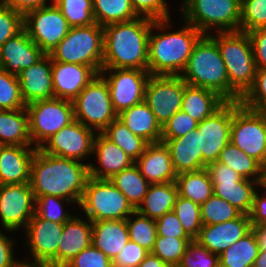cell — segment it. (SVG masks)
I'll return each mask as SVG.
<instances>
[{
  "mask_svg": "<svg viewBox=\"0 0 266 267\" xmlns=\"http://www.w3.org/2000/svg\"><path fill=\"white\" fill-rule=\"evenodd\" d=\"M88 178L87 162L53 156L36 149L30 173V185L35 200L52 195L79 206Z\"/></svg>",
  "mask_w": 266,
  "mask_h": 267,
  "instance_id": "cell-1",
  "label": "cell"
},
{
  "mask_svg": "<svg viewBox=\"0 0 266 267\" xmlns=\"http://www.w3.org/2000/svg\"><path fill=\"white\" fill-rule=\"evenodd\" d=\"M154 20L138 17L103 27L102 69L148 71L149 36Z\"/></svg>",
  "mask_w": 266,
  "mask_h": 267,
  "instance_id": "cell-2",
  "label": "cell"
},
{
  "mask_svg": "<svg viewBox=\"0 0 266 267\" xmlns=\"http://www.w3.org/2000/svg\"><path fill=\"white\" fill-rule=\"evenodd\" d=\"M171 18L154 20L149 36L148 72L150 75H180L192 50L203 34L193 25L183 21L177 31L166 32L172 25ZM153 29L161 33H153Z\"/></svg>",
  "mask_w": 266,
  "mask_h": 267,
  "instance_id": "cell-3",
  "label": "cell"
},
{
  "mask_svg": "<svg viewBox=\"0 0 266 267\" xmlns=\"http://www.w3.org/2000/svg\"><path fill=\"white\" fill-rule=\"evenodd\" d=\"M209 36L217 43L229 79V101H240L252 87L256 64L250 37L246 32H216Z\"/></svg>",
  "mask_w": 266,
  "mask_h": 267,
  "instance_id": "cell-4",
  "label": "cell"
},
{
  "mask_svg": "<svg viewBox=\"0 0 266 267\" xmlns=\"http://www.w3.org/2000/svg\"><path fill=\"white\" fill-rule=\"evenodd\" d=\"M180 76L188 85L213 90L229 101L226 65L217 43L209 35H203L195 44Z\"/></svg>",
  "mask_w": 266,
  "mask_h": 267,
  "instance_id": "cell-5",
  "label": "cell"
},
{
  "mask_svg": "<svg viewBox=\"0 0 266 267\" xmlns=\"http://www.w3.org/2000/svg\"><path fill=\"white\" fill-rule=\"evenodd\" d=\"M181 20L193 25L203 35L240 31L241 0H184Z\"/></svg>",
  "mask_w": 266,
  "mask_h": 267,
  "instance_id": "cell-6",
  "label": "cell"
},
{
  "mask_svg": "<svg viewBox=\"0 0 266 267\" xmlns=\"http://www.w3.org/2000/svg\"><path fill=\"white\" fill-rule=\"evenodd\" d=\"M49 55L52 61L88 65L99 74L103 62V26L94 23L71 27Z\"/></svg>",
  "mask_w": 266,
  "mask_h": 267,
  "instance_id": "cell-7",
  "label": "cell"
},
{
  "mask_svg": "<svg viewBox=\"0 0 266 267\" xmlns=\"http://www.w3.org/2000/svg\"><path fill=\"white\" fill-rule=\"evenodd\" d=\"M79 207L91 222L126 220L136 209L109 179L89 177Z\"/></svg>",
  "mask_w": 266,
  "mask_h": 267,
  "instance_id": "cell-8",
  "label": "cell"
},
{
  "mask_svg": "<svg viewBox=\"0 0 266 267\" xmlns=\"http://www.w3.org/2000/svg\"><path fill=\"white\" fill-rule=\"evenodd\" d=\"M75 119L101 133L116 118L106 80L98 74L72 101Z\"/></svg>",
  "mask_w": 266,
  "mask_h": 267,
  "instance_id": "cell-9",
  "label": "cell"
},
{
  "mask_svg": "<svg viewBox=\"0 0 266 267\" xmlns=\"http://www.w3.org/2000/svg\"><path fill=\"white\" fill-rule=\"evenodd\" d=\"M26 110L32 147L35 148L75 120L72 101L60 98L31 102L26 105Z\"/></svg>",
  "mask_w": 266,
  "mask_h": 267,
  "instance_id": "cell-10",
  "label": "cell"
},
{
  "mask_svg": "<svg viewBox=\"0 0 266 267\" xmlns=\"http://www.w3.org/2000/svg\"><path fill=\"white\" fill-rule=\"evenodd\" d=\"M230 142L264 166L266 164V113L250 110L240 101H233Z\"/></svg>",
  "mask_w": 266,
  "mask_h": 267,
  "instance_id": "cell-11",
  "label": "cell"
},
{
  "mask_svg": "<svg viewBox=\"0 0 266 267\" xmlns=\"http://www.w3.org/2000/svg\"><path fill=\"white\" fill-rule=\"evenodd\" d=\"M70 28L53 2L23 15V29L45 54H49L59 44Z\"/></svg>",
  "mask_w": 266,
  "mask_h": 267,
  "instance_id": "cell-12",
  "label": "cell"
},
{
  "mask_svg": "<svg viewBox=\"0 0 266 267\" xmlns=\"http://www.w3.org/2000/svg\"><path fill=\"white\" fill-rule=\"evenodd\" d=\"M233 121V101H226L211 116L197 125L198 153L206 166L219 159L221 151L230 142Z\"/></svg>",
  "mask_w": 266,
  "mask_h": 267,
  "instance_id": "cell-13",
  "label": "cell"
},
{
  "mask_svg": "<svg viewBox=\"0 0 266 267\" xmlns=\"http://www.w3.org/2000/svg\"><path fill=\"white\" fill-rule=\"evenodd\" d=\"M184 90L185 82L180 75H150L144 101L161 126L182 109Z\"/></svg>",
  "mask_w": 266,
  "mask_h": 267,
  "instance_id": "cell-14",
  "label": "cell"
},
{
  "mask_svg": "<svg viewBox=\"0 0 266 267\" xmlns=\"http://www.w3.org/2000/svg\"><path fill=\"white\" fill-rule=\"evenodd\" d=\"M108 73H110V75ZM108 83L114 111L119 114L144 101L150 73L140 69H102L99 73ZM106 75V76H105Z\"/></svg>",
  "mask_w": 266,
  "mask_h": 267,
  "instance_id": "cell-15",
  "label": "cell"
},
{
  "mask_svg": "<svg viewBox=\"0 0 266 267\" xmlns=\"http://www.w3.org/2000/svg\"><path fill=\"white\" fill-rule=\"evenodd\" d=\"M96 135V131L75 119L48 138L39 149L46 154L82 162L88 156H93Z\"/></svg>",
  "mask_w": 266,
  "mask_h": 267,
  "instance_id": "cell-16",
  "label": "cell"
},
{
  "mask_svg": "<svg viewBox=\"0 0 266 267\" xmlns=\"http://www.w3.org/2000/svg\"><path fill=\"white\" fill-rule=\"evenodd\" d=\"M62 223H56L39 217L36 213L29 220L25 235L26 246L30 249L31 264H42L57 267V250L63 232Z\"/></svg>",
  "mask_w": 266,
  "mask_h": 267,
  "instance_id": "cell-17",
  "label": "cell"
},
{
  "mask_svg": "<svg viewBox=\"0 0 266 267\" xmlns=\"http://www.w3.org/2000/svg\"><path fill=\"white\" fill-rule=\"evenodd\" d=\"M36 200L30 183L0 185V220L6 232L26 228L35 214Z\"/></svg>",
  "mask_w": 266,
  "mask_h": 267,
  "instance_id": "cell-18",
  "label": "cell"
},
{
  "mask_svg": "<svg viewBox=\"0 0 266 267\" xmlns=\"http://www.w3.org/2000/svg\"><path fill=\"white\" fill-rule=\"evenodd\" d=\"M97 75L88 65L52 61L54 98L73 101Z\"/></svg>",
  "mask_w": 266,
  "mask_h": 267,
  "instance_id": "cell-19",
  "label": "cell"
},
{
  "mask_svg": "<svg viewBox=\"0 0 266 267\" xmlns=\"http://www.w3.org/2000/svg\"><path fill=\"white\" fill-rule=\"evenodd\" d=\"M251 221L247 214L213 225H203L196 240L210 252L220 255L232 244L251 231Z\"/></svg>",
  "mask_w": 266,
  "mask_h": 267,
  "instance_id": "cell-20",
  "label": "cell"
},
{
  "mask_svg": "<svg viewBox=\"0 0 266 267\" xmlns=\"http://www.w3.org/2000/svg\"><path fill=\"white\" fill-rule=\"evenodd\" d=\"M44 55L23 29L0 47V68L18 76L22 70L38 62Z\"/></svg>",
  "mask_w": 266,
  "mask_h": 267,
  "instance_id": "cell-21",
  "label": "cell"
},
{
  "mask_svg": "<svg viewBox=\"0 0 266 267\" xmlns=\"http://www.w3.org/2000/svg\"><path fill=\"white\" fill-rule=\"evenodd\" d=\"M20 92L25 104L54 98L52 58L45 54L38 62L18 75Z\"/></svg>",
  "mask_w": 266,
  "mask_h": 267,
  "instance_id": "cell-22",
  "label": "cell"
},
{
  "mask_svg": "<svg viewBox=\"0 0 266 267\" xmlns=\"http://www.w3.org/2000/svg\"><path fill=\"white\" fill-rule=\"evenodd\" d=\"M93 154L99 164L96 167V164L88 163L89 177L96 179H111L135 163L122 148L102 133H97L95 137Z\"/></svg>",
  "mask_w": 266,
  "mask_h": 267,
  "instance_id": "cell-23",
  "label": "cell"
},
{
  "mask_svg": "<svg viewBox=\"0 0 266 267\" xmlns=\"http://www.w3.org/2000/svg\"><path fill=\"white\" fill-rule=\"evenodd\" d=\"M36 149L31 145H2L0 185L30 183L31 162Z\"/></svg>",
  "mask_w": 266,
  "mask_h": 267,
  "instance_id": "cell-24",
  "label": "cell"
},
{
  "mask_svg": "<svg viewBox=\"0 0 266 267\" xmlns=\"http://www.w3.org/2000/svg\"><path fill=\"white\" fill-rule=\"evenodd\" d=\"M135 164L150 184L176 181L171 154L163 142L149 143Z\"/></svg>",
  "mask_w": 266,
  "mask_h": 267,
  "instance_id": "cell-25",
  "label": "cell"
},
{
  "mask_svg": "<svg viewBox=\"0 0 266 267\" xmlns=\"http://www.w3.org/2000/svg\"><path fill=\"white\" fill-rule=\"evenodd\" d=\"M92 222L73 216L64 223L57 250V267H64L82 250L91 246Z\"/></svg>",
  "mask_w": 266,
  "mask_h": 267,
  "instance_id": "cell-26",
  "label": "cell"
},
{
  "mask_svg": "<svg viewBox=\"0 0 266 267\" xmlns=\"http://www.w3.org/2000/svg\"><path fill=\"white\" fill-rule=\"evenodd\" d=\"M129 241L126 220H100L92 222L94 248L104 252L112 261Z\"/></svg>",
  "mask_w": 266,
  "mask_h": 267,
  "instance_id": "cell-27",
  "label": "cell"
},
{
  "mask_svg": "<svg viewBox=\"0 0 266 267\" xmlns=\"http://www.w3.org/2000/svg\"><path fill=\"white\" fill-rule=\"evenodd\" d=\"M169 148L176 174L204 169L202 153H198L197 129L176 139H161Z\"/></svg>",
  "mask_w": 266,
  "mask_h": 267,
  "instance_id": "cell-28",
  "label": "cell"
},
{
  "mask_svg": "<svg viewBox=\"0 0 266 267\" xmlns=\"http://www.w3.org/2000/svg\"><path fill=\"white\" fill-rule=\"evenodd\" d=\"M117 118L135 135L148 143L161 142L162 126L145 101L123 110Z\"/></svg>",
  "mask_w": 266,
  "mask_h": 267,
  "instance_id": "cell-29",
  "label": "cell"
},
{
  "mask_svg": "<svg viewBox=\"0 0 266 267\" xmlns=\"http://www.w3.org/2000/svg\"><path fill=\"white\" fill-rule=\"evenodd\" d=\"M225 102L226 100L217 92L207 88L191 86L185 82L181 110L197 123L211 116Z\"/></svg>",
  "mask_w": 266,
  "mask_h": 267,
  "instance_id": "cell-30",
  "label": "cell"
},
{
  "mask_svg": "<svg viewBox=\"0 0 266 267\" xmlns=\"http://www.w3.org/2000/svg\"><path fill=\"white\" fill-rule=\"evenodd\" d=\"M178 196L175 182L150 184L143 202L136 210L156 220L165 213L173 211Z\"/></svg>",
  "mask_w": 266,
  "mask_h": 267,
  "instance_id": "cell-31",
  "label": "cell"
},
{
  "mask_svg": "<svg viewBox=\"0 0 266 267\" xmlns=\"http://www.w3.org/2000/svg\"><path fill=\"white\" fill-rule=\"evenodd\" d=\"M211 182L214 195L231 203L242 214H250L256 193L255 188L256 186L259 188L260 182L249 179Z\"/></svg>",
  "mask_w": 266,
  "mask_h": 267,
  "instance_id": "cell-32",
  "label": "cell"
},
{
  "mask_svg": "<svg viewBox=\"0 0 266 267\" xmlns=\"http://www.w3.org/2000/svg\"><path fill=\"white\" fill-rule=\"evenodd\" d=\"M0 143L2 145H32L26 108L0 110Z\"/></svg>",
  "mask_w": 266,
  "mask_h": 267,
  "instance_id": "cell-33",
  "label": "cell"
},
{
  "mask_svg": "<svg viewBox=\"0 0 266 267\" xmlns=\"http://www.w3.org/2000/svg\"><path fill=\"white\" fill-rule=\"evenodd\" d=\"M180 197L202 205L213 194V184L206 168L178 174L175 181Z\"/></svg>",
  "mask_w": 266,
  "mask_h": 267,
  "instance_id": "cell-34",
  "label": "cell"
},
{
  "mask_svg": "<svg viewBox=\"0 0 266 267\" xmlns=\"http://www.w3.org/2000/svg\"><path fill=\"white\" fill-rule=\"evenodd\" d=\"M109 180L126 196L135 209L143 202L150 185L135 163Z\"/></svg>",
  "mask_w": 266,
  "mask_h": 267,
  "instance_id": "cell-35",
  "label": "cell"
},
{
  "mask_svg": "<svg viewBox=\"0 0 266 267\" xmlns=\"http://www.w3.org/2000/svg\"><path fill=\"white\" fill-rule=\"evenodd\" d=\"M259 251L258 242L251 230L219 255L220 267H253Z\"/></svg>",
  "mask_w": 266,
  "mask_h": 267,
  "instance_id": "cell-36",
  "label": "cell"
},
{
  "mask_svg": "<svg viewBox=\"0 0 266 267\" xmlns=\"http://www.w3.org/2000/svg\"><path fill=\"white\" fill-rule=\"evenodd\" d=\"M218 162L232 168L245 179L261 182L262 165L231 142L221 151Z\"/></svg>",
  "mask_w": 266,
  "mask_h": 267,
  "instance_id": "cell-37",
  "label": "cell"
},
{
  "mask_svg": "<svg viewBox=\"0 0 266 267\" xmlns=\"http://www.w3.org/2000/svg\"><path fill=\"white\" fill-rule=\"evenodd\" d=\"M94 20L100 26L138 18L130 0H93Z\"/></svg>",
  "mask_w": 266,
  "mask_h": 267,
  "instance_id": "cell-38",
  "label": "cell"
},
{
  "mask_svg": "<svg viewBox=\"0 0 266 267\" xmlns=\"http://www.w3.org/2000/svg\"><path fill=\"white\" fill-rule=\"evenodd\" d=\"M101 133L122 148L134 162L139 159L149 144L142 137L133 134L118 118Z\"/></svg>",
  "mask_w": 266,
  "mask_h": 267,
  "instance_id": "cell-39",
  "label": "cell"
},
{
  "mask_svg": "<svg viewBox=\"0 0 266 267\" xmlns=\"http://www.w3.org/2000/svg\"><path fill=\"white\" fill-rule=\"evenodd\" d=\"M126 224L129 240L138 243L148 252H152L157 237L156 221L135 210L126 218Z\"/></svg>",
  "mask_w": 266,
  "mask_h": 267,
  "instance_id": "cell-40",
  "label": "cell"
},
{
  "mask_svg": "<svg viewBox=\"0 0 266 267\" xmlns=\"http://www.w3.org/2000/svg\"><path fill=\"white\" fill-rule=\"evenodd\" d=\"M71 27L90 26L95 22L93 0H53Z\"/></svg>",
  "mask_w": 266,
  "mask_h": 267,
  "instance_id": "cell-41",
  "label": "cell"
},
{
  "mask_svg": "<svg viewBox=\"0 0 266 267\" xmlns=\"http://www.w3.org/2000/svg\"><path fill=\"white\" fill-rule=\"evenodd\" d=\"M202 225H213L237 218L241 212L228 201L212 195L201 206Z\"/></svg>",
  "mask_w": 266,
  "mask_h": 267,
  "instance_id": "cell-42",
  "label": "cell"
},
{
  "mask_svg": "<svg viewBox=\"0 0 266 267\" xmlns=\"http://www.w3.org/2000/svg\"><path fill=\"white\" fill-rule=\"evenodd\" d=\"M173 211L180 220L186 234L196 239L202 228L201 207L196 202L184 197H177Z\"/></svg>",
  "mask_w": 266,
  "mask_h": 267,
  "instance_id": "cell-43",
  "label": "cell"
},
{
  "mask_svg": "<svg viewBox=\"0 0 266 267\" xmlns=\"http://www.w3.org/2000/svg\"><path fill=\"white\" fill-rule=\"evenodd\" d=\"M191 238L157 236L152 253L170 267H176L185 254Z\"/></svg>",
  "mask_w": 266,
  "mask_h": 267,
  "instance_id": "cell-44",
  "label": "cell"
},
{
  "mask_svg": "<svg viewBox=\"0 0 266 267\" xmlns=\"http://www.w3.org/2000/svg\"><path fill=\"white\" fill-rule=\"evenodd\" d=\"M26 108L21 96L18 76L7 73L0 68V110H17Z\"/></svg>",
  "mask_w": 266,
  "mask_h": 267,
  "instance_id": "cell-45",
  "label": "cell"
},
{
  "mask_svg": "<svg viewBox=\"0 0 266 267\" xmlns=\"http://www.w3.org/2000/svg\"><path fill=\"white\" fill-rule=\"evenodd\" d=\"M64 202L67 205L68 203L74 204L65 198L52 195L38 197L35 204V213L43 219L64 224L73 216L70 212L64 210Z\"/></svg>",
  "mask_w": 266,
  "mask_h": 267,
  "instance_id": "cell-46",
  "label": "cell"
},
{
  "mask_svg": "<svg viewBox=\"0 0 266 267\" xmlns=\"http://www.w3.org/2000/svg\"><path fill=\"white\" fill-rule=\"evenodd\" d=\"M176 267H220L219 255L193 239Z\"/></svg>",
  "mask_w": 266,
  "mask_h": 267,
  "instance_id": "cell-47",
  "label": "cell"
},
{
  "mask_svg": "<svg viewBox=\"0 0 266 267\" xmlns=\"http://www.w3.org/2000/svg\"><path fill=\"white\" fill-rule=\"evenodd\" d=\"M266 28V0H241L240 31Z\"/></svg>",
  "mask_w": 266,
  "mask_h": 267,
  "instance_id": "cell-48",
  "label": "cell"
},
{
  "mask_svg": "<svg viewBox=\"0 0 266 267\" xmlns=\"http://www.w3.org/2000/svg\"><path fill=\"white\" fill-rule=\"evenodd\" d=\"M240 102L250 110L266 113V68L257 69L252 87Z\"/></svg>",
  "mask_w": 266,
  "mask_h": 267,
  "instance_id": "cell-49",
  "label": "cell"
},
{
  "mask_svg": "<svg viewBox=\"0 0 266 267\" xmlns=\"http://www.w3.org/2000/svg\"><path fill=\"white\" fill-rule=\"evenodd\" d=\"M23 30V14L14 11L0 0V47Z\"/></svg>",
  "mask_w": 266,
  "mask_h": 267,
  "instance_id": "cell-50",
  "label": "cell"
},
{
  "mask_svg": "<svg viewBox=\"0 0 266 267\" xmlns=\"http://www.w3.org/2000/svg\"><path fill=\"white\" fill-rule=\"evenodd\" d=\"M198 123L182 110L176 112L161 129V139H176L196 130Z\"/></svg>",
  "mask_w": 266,
  "mask_h": 267,
  "instance_id": "cell-51",
  "label": "cell"
},
{
  "mask_svg": "<svg viewBox=\"0 0 266 267\" xmlns=\"http://www.w3.org/2000/svg\"><path fill=\"white\" fill-rule=\"evenodd\" d=\"M64 267H113V261L92 245L70 260Z\"/></svg>",
  "mask_w": 266,
  "mask_h": 267,
  "instance_id": "cell-52",
  "label": "cell"
},
{
  "mask_svg": "<svg viewBox=\"0 0 266 267\" xmlns=\"http://www.w3.org/2000/svg\"><path fill=\"white\" fill-rule=\"evenodd\" d=\"M132 7L139 17H146L152 20L169 19L166 0H130Z\"/></svg>",
  "mask_w": 266,
  "mask_h": 267,
  "instance_id": "cell-53",
  "label": "cell"
},
{
  "mask_svg": "<svg viewBox=\"0 0 266 267\" xmlns=\"http://www.w3.org/2000/svg\"><path fill=\"white\" fill-rule=\"evenodd\" d=\"M148 253L138 243L129 240L113 260V267H138Z\"/></svg>",
  "mask_w": 266,
  "mask_h": 267,
  "instance_id": "cell-54",
  "label": "cell"
},
{
  "mask_svg": "<svg viewBox=\"0 0 266 267\" xmlns=\"http://www.w3.org/2000/svg\"><path fill=\"white\" fill-rule=\"evenodd\" d=\"M155 221L157 226V236L190 238L184 231L183 226L174 211L165 213Z\"/></svg>",
  "mask_w": 266,
  "mask_h": 267,
  "instance_id": "cell-55",
  "label": "cell"
},
{
  "mask_svg": "<svg viewBox=\"0 0 266 267\" xmlns=\"http://www.w3.org/2000/svg\"><path fill=\"white\" fill-rule=\"evenodd\" d=\"M247 34L250 37L256 68H266V28L254 29Z\"/></svg>",
  "mask_w": 266,
  "mask_h": 267,
  "instance_id": "cell-56",
  "label": "cell"
},
{
  "mask_svg": "<svg viewBox=\"0 0 266 267\" xmlns=\"http://www.w3.org/2000/svg\"><path fill=\"white\" fill-rule=\"evenodd\" d=\"M13 238L7 237L0 231V267H17L22 261L14 258Z\"/></svg>",
  "mask_w": 266,
  "mask_h": 267,
  "instance_id": "cell-57",
  "label": "cell"
},
{
  "mask_svg": "<svg viewBox=\"0 0 266 267\" xmlns=\"http://www.w3.org/2000/svg\"><path fill=\"white\" fill-rule=\"evenodd\" d=\"M210 174L211 181H227V180H244L236 171L218 161L212 162L206 166Z\"/></svg>",
  "mask_w": 266,
  "mask_h": 267,
  "instance_id": "cell-58",
  "label": "cell"
},
{
  "mask_svg": "<svg viewBox=\"0 0 266 267\" xmlns=\"http://www.w3.org/2000/svg\"><path fill=\"white\" fill-rule=\"evenodd\" d=\"M266 193V191H264ZM259 195L257 190L254 195L253 207L249 214L252 225L262 224L266 226V194ZM265 195V196H264Z\"/></svg>",
  "mask_w": 266,
  "mask_h": 267,
  "instance_id": "cell-59",
  "label": "cell"
},
{
  "mask_svg": "<svg viewBox=\"0 0 266 267\" xmlns=\"http://www.w3.org/2000/svg\"><path fill=\"white\" fill-rule=\"evenodd\" d=\"M6 6L14 11L25 14L31 10L47 6V0H2ZM53 2V0L51 1Z\"/></svg>",
  "mask_w": 266,
  "mask_h": 267,
  "instance_id": "cell-60",
  "label": "cell"
},
{
  "mask_svg": "<svg viewBox=\"0 0 266 267\" xmlns=\"http://www.w3.org/2000/svg\"><path fill=\"white\" fill-rule=\"evenodd\" d=\"M251 230L256 237L259 249L266 251V226L262 224L252 225Z\"/></svg>",
  "mask_w": 266,
  "mask_h": 267,
  "instance_id": "cell-61",
  "label": "cell"
},
{
  "mask_svg": "<svg viewBox=\"0 0 266 267\" xmlns=\"http://www.w3.org/2000/svg\"><path fill=\"white\" fill-rule=\"evenodd\" d=\"M138 267H170L163 262L158 256L149 252L145 259L138 265Z\"/></svg>",
  "mask_w": 266,
  "mask_h": 267,
  "instance_id": "cell-62",
  "label": "cell"
},
{
  "mask_svg": "<svg viewBox=\"0 0 266 267\" xmlns=\"http://www.w3.org/2000/svg\"><path fill=\"white\" fill-rule=\"evenodd\" d=\"M253 267H266V251L260 250Z\"/></svg>",
  "mask_w": 266,
  "mask_h": 267,
  "instance_id": "cell-63",
  "label": "cell"
},
{
  "mask_svg": "<svg viewBox=\"0 0 266 267\" xmlns=\"http://www.w3.org/2000/svg\"><path fill=\"white\" fill-rule=\"evenodd\" d=\"M259 187H261V189L263 188V190H266V164L262 166V178Z\"/></svg>",
  "mask_w": 266,
  "mask_h": 267,
  "instance_id": "cell-64",
  "label": "cell"
},
{
  "mask_svg": "<svg viewBox=\"0 0 266 267\" xmlns=\"http://www.w3.org/2000/svg\"><path fill=\"white\" fill-rule=\"evenodd\" d=\"M17 267H48V266L42 264H31L22 261Z\"/></svg>",
  "mask_w": 266,
  "mask_h": 267,
  "instance_id": "cell-65",
  "label": "cell"
}]
</instances>
